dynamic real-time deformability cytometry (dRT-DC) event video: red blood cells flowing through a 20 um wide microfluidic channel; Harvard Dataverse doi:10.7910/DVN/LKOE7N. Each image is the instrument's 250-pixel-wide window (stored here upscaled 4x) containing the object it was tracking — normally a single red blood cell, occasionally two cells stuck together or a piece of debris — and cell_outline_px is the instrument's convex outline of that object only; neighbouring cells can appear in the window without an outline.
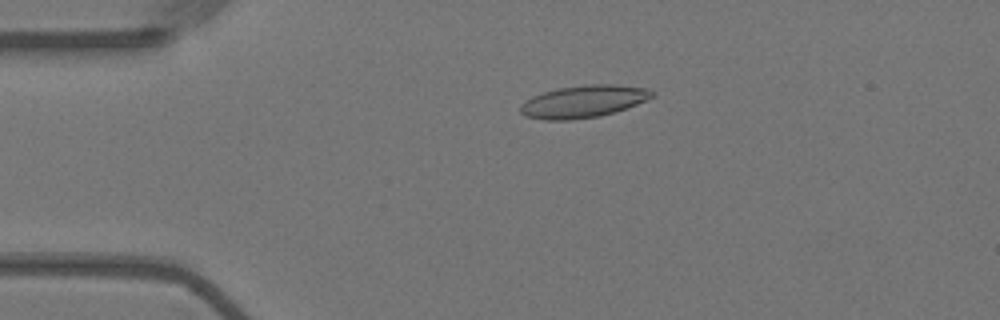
{"species": "Egyptian fruit bat (a non-hibernating species)", "species_latin": "Rousettus aegyptiacus", "temperature_condition": "warm", "stored_images_in_passage": 48, "camera_frame_rate_fps": 3000, "um_per_image_px": 0.085, "animal": {"sex": "female"}, "frame": {"image": 1, "passage_image": 4, "time_ms": 1.0, "image_size_px": [1000, 320], "cell_outline_px": [[656, 96], [616, 112], [600, 116], [568, 120], [544, 120], [524, 116], [520, 112], [520, 104], [524, 100], [532, 96], [544, 92], [560, 88], [584, 84], [612, 84], [648, 88], [656, 92]], "centroid_in_image_um": [49.6, 8.62], "position_along_channel_um": 35.4, "area_um2": 25.03}}
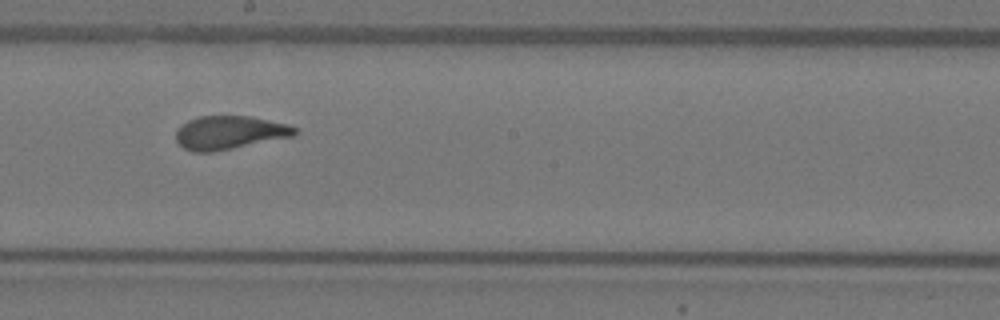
{"frame": {"image": 2, "passage_image": 23, "time_ms": 7.333, "image_size_px": [1000, 320], "cell_outline_px": [[300, 132], [296, 136], [212, 152], [192, 152], [184, 148], [176, 140], [176, 128], [188, 120], [200, 116], [252, 116], [288, 124], [296, 128]], "centroid_in_image_um": [19.53, 11.27], "position_along_channel_um": 228.7, "area_um2": 23.41}}
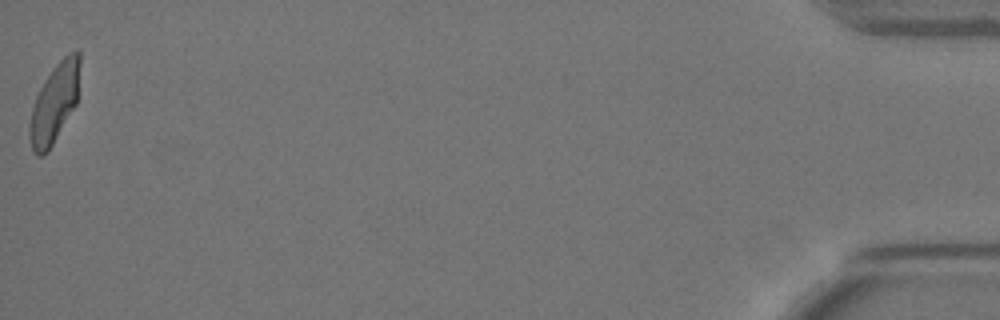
{"frame": {"image": 3, "passage_image": 48, "time_ms": 15.667, "image_size_px": [1000, 320], "cell_outline_px": [[80, 64], [76, 104], [48, 152], [44, 156], [36, 156], [32, 152], [28, 136], [28, 132], [32, 108], [36, 96], [44, 80], [52, 68], [68, 52], [76, 48], [80, 52]], "centroid_in_image_um": [4.61, 8.77], "position_along_channel_um": 430.6, "area_um2": 23.35}, "authors_computed_cell_mechanics": {"area_um2": 23.5535, "velocity_mm_per_s": 3.6186, "shape_relaxation_time_tau1_ms": 6.3144, "shape_relaxation_time_tau2_ms": 0.913, "deformation_change_tau1": 0.2174, "deformation_change_tau2": 0.0882}}